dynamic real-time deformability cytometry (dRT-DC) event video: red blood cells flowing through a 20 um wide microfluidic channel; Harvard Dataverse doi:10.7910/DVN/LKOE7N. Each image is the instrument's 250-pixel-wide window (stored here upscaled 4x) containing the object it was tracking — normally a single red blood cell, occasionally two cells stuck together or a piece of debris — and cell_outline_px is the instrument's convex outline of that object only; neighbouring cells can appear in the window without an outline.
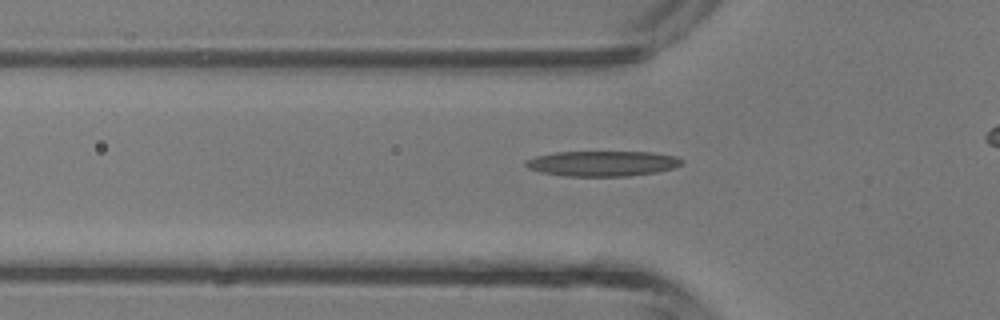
{"species": "common noctule bat (a hibernating species)", "species_latin": "Nyctalus noctula", "temperature_condition": "room temperature", "stored_images_in_passage": 25, "camera_frame_rate_fps": 3000, "um_per_image_px": 0.085, "animal": {"sex": "male", "body_mass_g": 13.3}, "frame": {"image": 1, "passage_image": 2, "time_ms": 0.333, "image_size_px": [1000, 320], "cell_outline_px": [[684, 164], [676, 168], [656, 172], [628, 176], [564, 176], [540, 172], [528, 168], [524, 164], [524, 160], [536, 156], [556, 152], [652, 152], [676, 156], [684, 160]], "centroid_in_image_um": [51.23, 13.9], "position_along_channel_um": 74.6, "area_um2": 23.24}}
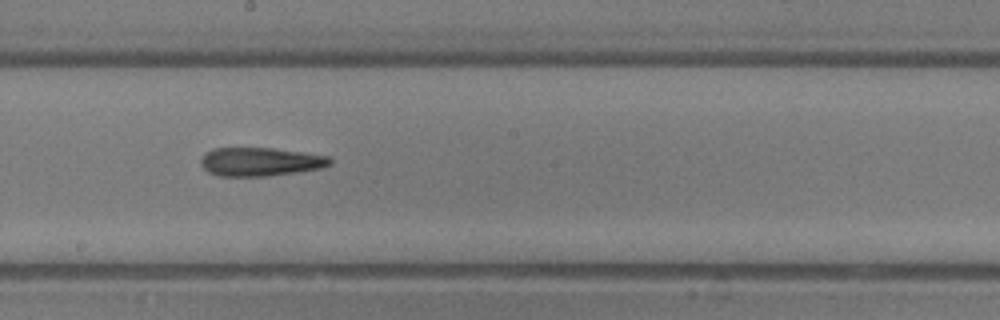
{"frame": {"image": 2, "passage_image": 11, "time_ms": 3.333, "image_size_px": [1000, 320], "cell_outline_px": [[332, 164], [320, 168], [296, 172], [264, 176], [216, 176], [208, 172], [200, 164], [200, 160], [212, 148], [272, 148], [328, 156], [332, 160]], "centroid_in_image_um": [22.1, 13.75], "position_along_channel_um": 226.1, "area_um2": 21.33}}
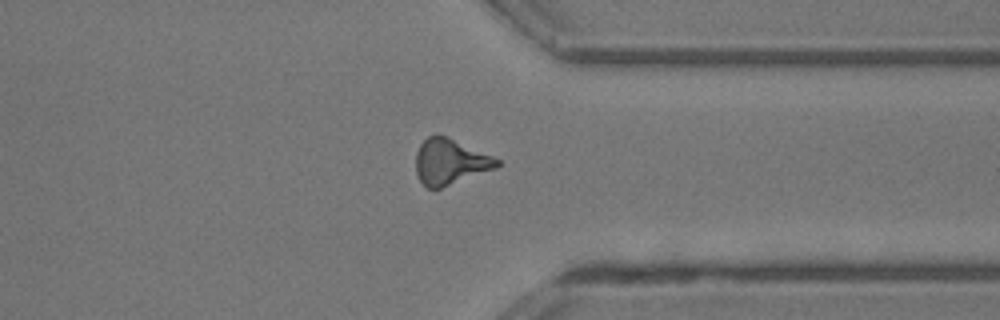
{"frame": {"image": 3, "passage_image": 20, "time_ms": 6.333, "image_size_px": [1000, 320], "cell_outline_px": [[500, 164], [496, 168], [440, 188], [428, 188], [420, 180], [416, 172], [416, 152], [420, 144], [428, 136], [444, 136], [492, 156], [500, 160]], "centroid_in_image_um": [38.24, 13.76], "position_along_channel_um": 373.2, "area_um2": 20.98}}